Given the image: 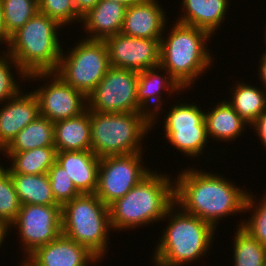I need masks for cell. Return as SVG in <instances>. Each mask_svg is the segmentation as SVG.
<instances>
[{
	"label": "cell",
	"instance_id": "obj_1",
	"mask_svg": "<svg viewBox=\"0 0 266 266\" xmlns=\"http://www.w3.org/2000/svg\"><path fill=\"white\" fill-rule=\"evenodd\" d=\"M247 194L243 187L220 174L191 167L182 168L174 180V203L214 229L224 217L244 214Z\"/></svg>",
	"mask_w": 266,
	"mask_h": 266
},
{
	"label": "cell",
	"instance_id": "obj_2",
	"mask_svg": "<svg viewBox=\"0 0 266 266\" xmlns=\"http://www.w3.org/2000/svg\"><path fill=\"white\" fill-rule=\"evenodd\" d=\"M173 179L168 174L152 171L125 196L111 203L108 207L112 232L162 221L175 202Z\"/></svg>",
	"mask_w": 266,
	"mask_h": 266
},
{
	"label": "cell",
	"instance_id": "obj_3",
	"mask_svg": "<svg viewBox=\"0 0 266 266\" xmlns=\"http://www.w3.org/2000/svg\"><path fill=\"white\" fill-rule=\"evenodd\" d=\"M166 219L169 223L155 246L153 266L188 265L210 254L216 230L209 223L185 213L175 203L166 211L162 221Z\"/></svg>",
	"mask_w": 266,
	"mask_h": 266
},
{
	"label": "cell",
	"instance_id": "obj_4",
	"mask_svg": "<svg viewBox=\"0 0 266 266\" xmlns=\"http://www.w3.org/2000/svg\"><path fill=\"white\" fill-rule=\"evenodd\" d=\"M172 25L160 40V66L185 90L212 66L214 57L207 48L212 36L197 27Z\"/></svg>",
	"mask_w": 266,
	"mask_h": 266
},
{
	"label": "cell",
	"instance_id": "obj_5",
	"mask_svg": "<svg viewBox=\"0 0 266 266\" xmlns=\"http://www.w3.org/2000/svg\"><path fill=\"white\" fill-rule=\"evenodd\" d=\"M60 27L63 28L38 11L10 36L6 50L27 76L57 70L63 49L58 37Z\"/></svg>",
	"mask_w": 266,
	"mask_h": 266
},
{
	"label": "cell",
	"instance_id": "obj_6",
	"mask_svg": "<svg viewBox=\"0 0 266 266\" xmlns=\"http://www.w3.org/2000/svg\"><path fill=\"white\" fill-rule=\"evenodd\" d=\"M91 151L99 158L144 152L141 141L152 130L146 112L99 113L90 110Z\"/></svg>",
	"mask_w": 266,
	"mask_h": 266
},
{
	"label": "cell",
	"instance_id": "obj_7",
	"mask_svg": "<svg viewBox=\"0 0 266 266\" xmlns=\"http://www.w3.org/2000/svg\"><path fill=\"white\" fill-rule=\"evenodd\" d=\"M61 220L63 235L86 247L100 261L104 259L112 228L109 207L95 193L81 194L64 204Z\"/></svg>",
	"mask_w": 266,
	"mask_h": 266
},
{
	"label": "cell",
	"instance_id": "obj_8",
	"mask_svg": "<svg viewBox=\"0 0 266 266\" xmlns=\"http://www.w3.org/2000/svg\"><path fill=\"white\" fill-rule=\"evenodd\" d=\"M73 46L67 52L62 49L55 73L66 84L88 96L110 67L108 49L104 40H89L85 37Z\"/></svg>",
	"mask_w": 266,
	"mask_h": 266
},
{
	"label": "cell",
	"instance_id": "obj_9",
	"mask_svg": "<svg viewBox=\"0 0 266 266\" xmlns=\"http://www.w3.org/2000/svg\"><path fill=\"white\" fill-rule=\"evenodd\" d=\"M168 109L164 120V138L186 157L203 155L209 143L205 123V110L195 103L180 100Z\"/></svg>",
	"mask_w": 266,
	"mask_h": 266
},
{
	"label": "cell",
	"instance_id": "obj_10",
	"mask_svg": "<svg viewBox=\"0 0 266 266\" xmlns=\"http://www.w3.org/2000/svg\"><path fill=\"white\" fill-rule=\"evenodd\" d=\"M142 154L100 158L95 194L107 206L125 196L153 171L144 166Z\"/></svg>",
	"mask_w": 266,
	"mask_h": 266
},
{
	"label": "cell",
	"instance_id": "obj_11",
	"mask_svg": "<svg viewBox=\"0 0 266 266\" xmlns=\"http://www.w3.org/2000/svg\"><path fill=\"white\" fill-rule=\"evenodd\" d=\"M138 72L110 66L87 96L88 110L99 113L145 112L137 101Z\"/></svg>",
	"mask_w": 266,
	"mask_h": 266
},
{
	"label": "cell",
	"instance_id": "obj_12",
	"mask_svg": "<svg viewBox=\"0 0 266 266\" xmlns=\"http://www.w3.org/2000/svg\"><path fill=\"white\" fill-rule=\"evenodd\" d=\"M31 79L50 81L38 86V89L31 90L38 99L40 116L56 122L76 117L88 109L87 96L66 84L55 72L33 73L28 75L26 80Z\"/></svg>",
	"mask_w": 266,
	"mask_h": 266
},
{
	"label": "cell",
	"instance_id": "obj_13",
	"mask_svg": "<svg viewBox=\"0 0 266 266\" xmlns=\"http://www.w3.org/2000/svg\"><path fill=\"white\" fill-rule=\"evenodd\" d=\"M18 229L24 258L36 248L45 245L62 234L60 205H22L16 219L9 226Z\"/></svg>",
	"mask_w": 266,
	"mask_h": 266
},
{
	"label": "cell",
	"instance_id": "obj_14",
	"mask_svg": "<svg viewBox=\"0 0 266 266\" xmlns=\"http://www.w3.org/2000/svg\"><path fill=\"white\" fill-rule=\"evenodd\" d=\"M109 64L115 68L145 71L160 65V40L118 33L105 40Z\"/></svg>",
	"mask_w": 266,
	"mask_h": 266
},
{
	"label": "cell",
	"instance_id": "obj_15",
	"mask_svg": "<svg viewBox=\"0 0 266 266\" xmlns=\"http://www.w3.org/2000/svg\"><path fill=\"white\" fill-rule=\"evenodd\" d=\"M22 260L20 266H92L100 261L86 247L63 234Z\"/></svg>",
	"mask_w": 266,
	"mask_h": 266
},
{
	"label": "cell",
	"instance_id": "obj_16",
	"mask_svg": "<svg viewBox=\"0 0 266 266\" xmlns=\"http://www.w3.org/2000/svg\"><path fill=\"white\" fill-rule=\"evenodd\" d=\"M163 91H168L166 92L168 95L171 92L172 95L173 93L175 95L176 92L180 94L179 92L185 90L160 65L138 72L137 101L140 107L152 118V129L157 124L156 120L162 115L160 112L162 111L163 113L161 108L163 104Z\"/></svg>",
	"mask_w": 266,
	"mask_h": 266
},
{
	"label": "cell",
	"instance_id": "obj_17",
	"mask_svg": "<svg viewBox=\"0 0 266 266\" xmlns=\"http://www.w3.org/2000/svg\"><path fill=\"white\" fill-rule=\"evenodd\" d=\"M165 10L158 0H143L126 9L120 33L137 38L159 39L164 35Z\"/></svg>",
	"mask_w": 266,
	"mask_h": 266
},
{
	"label": "cell",
	"instance_id": "obj_18",
	"mask_svg": "<svg viewBox=\"0 0 266 266\" xmlns=\"http://www.w3.org/2000/svg\"><path fill=\"white\" fill-rule=\"evenodd\" d=\"M2 105L0 107L1 152L25 126L40 115L38 99L32 91L29 93L20 91Z\"/></svg>",
	"mask_w": 266,
	"mask_h": 266
},
{
	"label": "cell",
	"instance_id": "obj_19",
	"mask_svg": "<svg viewBox=\"0 0 266 266\" xmlns=\"http://www.w3.org/2000/svg\"><path fill=\"white\" fill-rule=\"evenodd\" d=\"M56 162L65 169L81 194L95 193L100 158L91 150L57 152Z\"/></svg>",
	"mask_w": 266,
	"mask_h": 266
},
{
	"label": "cell",
	"instance_id": "obj_20",
	"mask_svg": "<svg viewBox=\"0 0 266 266\" xmlns=\"http://www.w3.org/2000/svg\"><path fill=\"white\" fill-rule=\"evenodd\" d=\"M127 7L121 3L101 0L82 17L86 39L105 40L121 32ZM86 29V30H85Z\"/></svg>",
	"mask_w": 266,
	"mask_h": 266
},
{
	"label": "cell",
	"instance_id": "obj_21",
	"mask_svg": "<svg viewBox=\"0 0 266 266\" xmlns=\"http://www.w3.org/2000/svg\"><path fill=\"white\" fill-rule=\"evenodd\" d=\"M230 0H182L184 12L176 22L200 28L211 36L220 30L230 6ZM184 9V10H183Z\"/></svg>",
	"mask_w": 266,
	"mask_h": 266
},
{
	"label": "cell",
	"instance_id": "obj_22",
	"mask_svg": "<svg viewBox=\"0 0 266 266\" xmlns=\"http://www.w3.org/2000/svg\"><path fill=\"white\" fill-rule=\"evenodd\" d=\"M54 147L57 152L91 150L90 110L54 122Z\"/></svg>",
	"mask_w": 266,
	"mask_h": 266
},
{
	"label": "cell",
	"instance_id": "obj_23",
	"mask_svg": "<svg viewBox=\"0 0 266 266\" xmlns=\"http://www.w3.org/2000/svg\"><path fill=\"white\" fill-rule=\"evenodd\" d=\"M205 123L208 137L220 142L234 141L247 130L245 126L249 127L225 99L217 102L211 111L205 110Z\"/></svg>",
	"mask_w": 266,
	"mask_h": 266
},
{
	"label": "cell",
	"instance_id": "obj_24",
	"mask_svg": "<svg viewBox=\"0 0 266 266\" xmlns=\"http://www.w3.org/2000/svg\"><path fill=\"white\" fill-rule=\"evenodd\" d=\"M4 158L10 162L8 171L20 174H45L56 162V148L54 146L34 148L23 152H2Z\"/></svg>",
	"mask_w": 266,
	"mask_h": 266
},
{
	"label": "cell",
	"instance_id": "obj_25",
	"mask_svg": "<svg viewBox=\"0 0 266 266\" xmlns=\"http://www.w3.org/2000/svg\"><path fill=\"white\" fill-rule=\"evenodd\" d=\"M236 84L230 88L232 100L228 99V102L239 116L251 126L266 111V90L263 87L261 90L259 87L244 81L243 83L241 81L236 82Z\"/></svg>",
	"mask_w": 266,
	"mask_h": 266
},
{
	"label": "cell",
	"instance_id": "obj_26",
	"mask_svg": "<svg viewBox=\"0 0 266 266\" xmlns=\"http://www.w3.org/2000/svg\"><path fill=\"white\" fill-rule=\"evenodd\" d=\"M10 174L22 205H58L54 200L47 173L38 175Z\"/></svg>",
	"mask_w": 266,
	"mask_h": 266
},
{
	"label": "cell",
	"instance_id": "obj_27",
	"mask_svg": "<svg viewBox=\"0 0 266 266\" xmlns=\"http://www.w3.org/2000/svg\"><path fill=\"white\" fill-rule=\"evenodd\" d=\"M47 146H54V122L39 115L14 137L3 152H23Z\"/></svg>",
	"mask_w": 266,
	"mask_h": 266
},
{
	"label": "cell",
	"instance_id": "obj_28",
	"mask_svg": "<svg viewBox=\"0 0 266 266\" xmlns=\"http://www.w3.org/2000/svg\"><path fill=\"white\" fill-rule=\"evenodd\" d=\"M233 239V266H266V246L242 227H236Z\"/></svg>",
	"mask_w": 266,
	"mask_h": 266
},
{
	"label": "cell",
	"instance_id": "obj_29",
	"mask_svg": "<svg viewBox=\"0 0 266 266\" xmlns=\"http://www.w3.org/2000/svg\"><path fill=\"white\" fill-rule=\"evenodd\" d=\"M6 33L11 36L31 19L38 10V0H0Z\"/></svg>",
	"mask_w": 266,
	"mask_h": 266
},
{
	"label": "cell",
	"instance_id": "obj_30",
	"mask_svg": "<svg viewBox=\"0 0 266 266\" xmlns=\"http://www.w3.org/2000/svg\"><path fill=\"white\" fill-rule=\"evenodd\" d=\"M252 193L251 191L248 192L245 204V214L249 211L250 217L240 221L237 227H242L253 238L266 246V191L264 192L265 195L262 194L261 201L256 199ZM256 201L258 202L256 203Z\"/></svg>",
	"mask_w": 266,
	"mask_h": 266
},
{
	"label": "cell",
	"instance_id": "obj_31",
	"mask_svg": "<svg viewBox=\"0 0 266 266\" xmlns=\"http://www.w3.org/2000/svg\"><path fill=\"white\" fill-rule=\"evenodd\" d=\"M21 206L11 174L4 165L0 164V223L10 226Z\"/></svg>",
	"mask_w": 266,
	"mask_h": 266
},
{
	"label": "cell",
	"instance_id": "obj_32",
	"mask_svg": "<svg viewBox=\"0 0 266 266\" xmlns=\"http://www.w3.org/2000/svg\"><path fill=\"white\" fill-rule=\"evenodd\" d=\"M3 52V53H2ZM0 54V105L10 100L16 96L21 90L20 84L15 81V76L12 74L15 70V73L19 75L21 80L27 79V75L18 65V62L6 51H2ZM11 62V63H10ZM12 67V68H11ZM23 79H22V78Z\"/></svg>",
	"mask_w": 266,
	"mask_h": 266
},
{
	"label": "cell",
	"instance_id": "obj_33",
	"mask_svg": "<svg viewBox=\"0 0 266 266\" xmlns=\"http://www.w3.org/2000/svg\"><path fill=\"white\" fill-rule=\"evenodd\" d=\"M51 191L55 202L61 207L73 198L81 195L73 181L65 173V169L55 162L48 170Z\"/></svg>",
	"mask_w": 266,
	"mask_h": 266
},
{
	"label": "cell",
	"instance_id": "obj_34",
	"mask_svg": "<svg viewBox=\"0 0 266 266\" xmlns=\"http://www.w3.org/2000/svg\"><path fill=\"white\" fill-rule=\"evenodd\" d=\"M38 10L57 21L63 28L67 24L72 25V23L82 21L73 0H38Z\"/></svg>",
	"mask_w": 266,
	"mask_h": 266
},
{
	"label": "cell",
	"instance_id": "obj_35",
	"mask_svg": "<svg viewBox=\"0 0 266 266\" xmlns=\"http://www.w3.org/2000/svg\"><path fill=\"white\" fill-rule=\"evenodd\" d=\"M250 127H254L253 130L256 132L255 135L258 136V139L266 150V111L263 112Z\"/></svg>",
	"mask_w": 266,
	"mask_h": 266
},
{
	"label": "cell",
	"instance_id": "obj_36",
	"mask_svg": "<svg viewBox=\"0 0 266 266\" xmlns=\"http://www.w3.org/2000/svg\"><path fill=\"white\" fill-rule=\"evenodd\" d=\"M101 0H73L77 13L83 17Z\"/></svg>",
	"mask_w": 266,
	"mask_h": 266
},
{
	"label": "cell",
	"instance_id": "obj_37",
	"mask_svg": "<svg viewBox=\"0 0 266 266\" xmlns=\"http://www.w3.org/2000/svg\"><path fill=\"white\" fill-rule=\"evenodd\" d=\"M10 36L5 31L4 26V14H3V8L0 1V44L1 46L5 44V47L7 49L8 43H9Z\"/></svg>",
	"mask_w": 266,
	"mask_h": 266
},
{
	"label": "cell",
	"instance_id": "obj_38",
	"mask_svg": "<svg viewBox=\"0 0 266 266\" xmlns=\"http://www.w3.org/2000/svg\"><path fill=\"white\" fill-rule=\"evenodd\" d=\"M260 58H261L260 62L258 61V63H260L258 64L259 71L257 72H259L258 75H259V79L261 80V84L263 85L262 87H264L266 90V54L261 55Z\"/></svg>",
	"mask_w": 266,
	"mask_h": 266
},
{
	"label": "cell",
	"instance_id": "obj_39",
	"mask_svg": "<svg viewBox=\"0 0 266 266\" xmlns=\"http://www.w3.org/2000/svg\"><path fill=\"white\" fill-rule=\"evenodd\" d=\"M10 228L9 226L0 223V248L2 247V244L5 243V238L7 237V233L9 234ZM4 240V241H3Z\"/></svg>",
	"mask_w": 266,
	"mask_h": 266
},
{
	"label": "cell",
	"instance_id": "obj_40",
	"mask_svg": "<svg viewBox=\"0 0 266 266\" xmlns=\"http://www.w3.org/2000/svg\"><path fill=\"white\" fill-rule=\"evenodd\" d=\"M109 1H115V2H118V3H121L123 5H125L126 7H129L133 4H137L143 0H109Z\"/></svg>",
	"mask_w": 266,
	"mask_h": 266
},
{
	"label": "cell",
	"instance_id": "obj_41",
	"mask_svg": "<svg viewBox=\"0 0 266 266\" xmlns=\"http://www.w3.org/2000/svg\"><path fill=\"white\" fill-rule=\"evenodd\" d=\"M265 32H266V26H265ZM264 43L266 44V33H265V42ZM263 54H266V50H265V52Z\"/></svg>",
	"mask_w": 266,
	"mask_h": 266
}]
</instances>
